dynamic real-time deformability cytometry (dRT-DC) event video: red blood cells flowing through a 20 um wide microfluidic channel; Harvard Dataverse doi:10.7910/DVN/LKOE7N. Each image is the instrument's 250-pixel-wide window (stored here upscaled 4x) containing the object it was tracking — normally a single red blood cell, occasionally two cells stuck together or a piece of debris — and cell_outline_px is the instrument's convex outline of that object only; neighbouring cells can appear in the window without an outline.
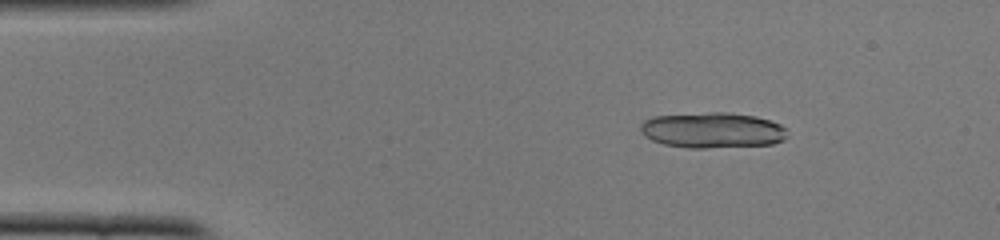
{"species": "common noctule bat (a hibernating species)", "species_latin": "Nyctalus noctula", "temperature_condition": "cold", "stored_images_in_passage": 19, "camera_frame_rate_fps": 3000, "um_per_image_px": 0.085, "animal": {"sex": "female", "body_mass_g": 22.0, "forearm_length_mm": 56.7}, "frame": {"image": 1, "passage_image": 7, "time_ms": 2.0, "image_size_px": [1000, 240], "cell_outline_px": [[788, 136], [784, 140], [772, 144], [708, 148], [688, 148], [664, 144], [652, 140], [644, 136], [640, 132], [640, 124], [644, 120], [652, 116], [712, 112], [728, 112], [756, 116], [780, 124], [784, 128]], "centroid_in_image_um": [60.53, 11.07], "position_along_channel_um": 24.5, "area_um2": 30.63}}
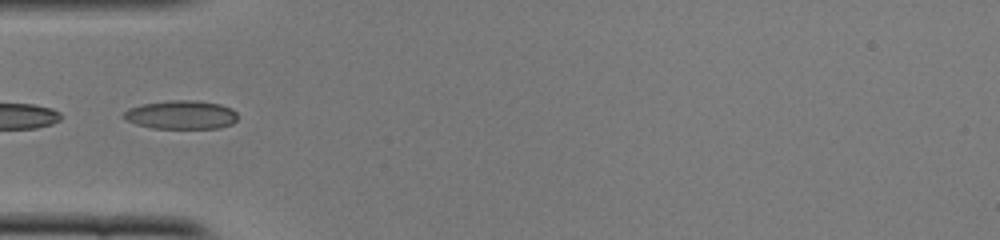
{"frame": {"image": 2, "passage_image": 16, "time_ms": 5.0, "image_size_px": [1000, 240], "cell_outline_px": [[236, 120], [232, 124], [220, 128], [152, 128], [136, 124], [124, 120], [120, 116], [128, 108], [144, 104], [168, 100], [196, 100], [220, 104], [232, 108], [236, 112]], "centroid_in_image_um": [15.37, 9.76], "position_along_channel_um": 69.6, "area_um2": 19.19}}